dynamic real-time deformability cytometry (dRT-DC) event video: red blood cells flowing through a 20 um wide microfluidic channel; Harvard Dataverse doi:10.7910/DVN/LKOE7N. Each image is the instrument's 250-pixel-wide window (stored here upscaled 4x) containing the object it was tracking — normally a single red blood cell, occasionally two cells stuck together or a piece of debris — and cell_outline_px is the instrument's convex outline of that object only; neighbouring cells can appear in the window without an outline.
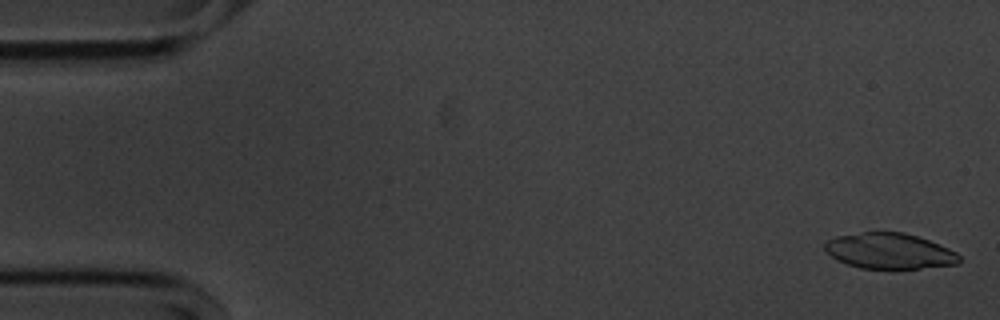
{"species": "common noctule bat (a hibernating species)", "species_latin": "Nyctalus noctula", "temperature_condition": "cold", "stored_images_in_passage": 54, "camera_frame_rate_fps": 3000, "um_per_image_px": 0.085, "animal": {"sex": "male", "body_mass_g": 20.1, "forearm_length_mm": 53.5}, "frame": {"image": 1, "passage_image": 1, "time_ms": 0.0, "image_size_px": [1000, 320], "cell_outline_px": [[960, 260], [956, 264], [920, 268], [860, 268], [836, 260], [824, 248], [824, 244], [828, 240], [836, 236], [860, 232], [904, 232], [928, 240], [948, 248], [956, 252], [960, 256]], "centroid_in_image_um": [75.58, 21.33], "position_along_channel_um": 9.4, "area_um2": 27.69}}